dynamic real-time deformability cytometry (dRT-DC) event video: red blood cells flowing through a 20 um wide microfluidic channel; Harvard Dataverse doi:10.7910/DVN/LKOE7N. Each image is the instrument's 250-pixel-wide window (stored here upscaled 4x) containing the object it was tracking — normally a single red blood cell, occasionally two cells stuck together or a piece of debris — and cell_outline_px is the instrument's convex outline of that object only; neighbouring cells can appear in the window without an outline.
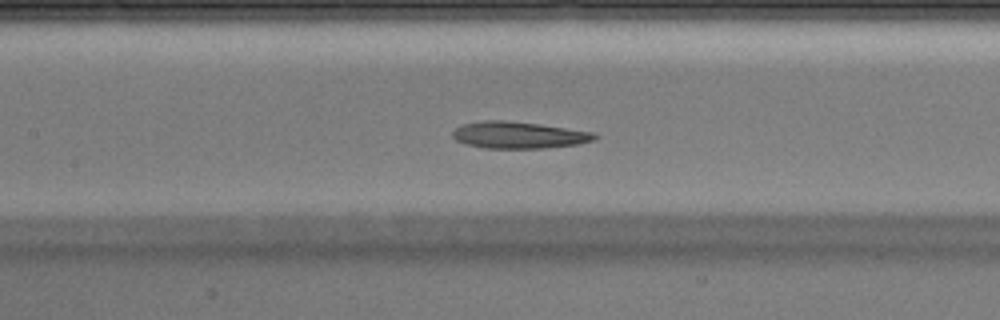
{"species": "Egyptian fruit bat (a non-hibernating species)", "species_latin": "Rousettus aegyptiacus", "temperature_condition": "warm", "stored_images_in_passage": 33, "camera_frame_rate_fps": 3000, "um_per_image_px": 0.085, "animal": {"sex": "male"}, "frame": {"image": 1, "passage_image": 15, "time_ms": 4.667, "image_size_px": [1000, 320], "cell_outline_px": [[600, 136], [596, 140], [576, 144], [544, 148], [484, 148], [468, 144], [456, 140], [452, 136], [452, 132], [460, 124], [484, 120], [508, 120], [540, 124], [592, 132]], "centroid_in_image_um": [44.08, 11.47], "position_along_channel_um": 163.3, "area_um2": 22.2}}